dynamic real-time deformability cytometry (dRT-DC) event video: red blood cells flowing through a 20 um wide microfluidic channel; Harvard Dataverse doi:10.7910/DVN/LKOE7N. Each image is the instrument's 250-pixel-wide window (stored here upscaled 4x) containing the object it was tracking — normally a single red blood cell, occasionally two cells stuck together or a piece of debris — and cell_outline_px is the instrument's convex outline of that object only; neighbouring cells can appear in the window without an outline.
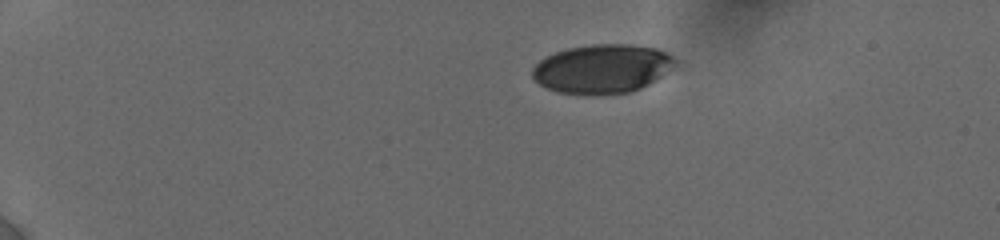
{"species": "human", "species_latin": "Homo sapiens", "temperature_condition": "cold", "stored_images_in_passage": 59, "camera_frame_rate_fps": 3000, "um_per_image_px": 0.085, "donor": {"sex": "female"}, "frame": {"image": 1, "passage_image": 1, "time_ms": 0.0, "image_size_px": [1000, 240], "cell_outline_px": [[676, 64], [660, 76], [648, 84], [640, 88], [628, 92], [600, 96], [592, 96], [556, 92], [540, 84], [532, 76], [532, 68], [540, 60], [556, 52], [568, 48], [592, 44], [628, 44], [656, 48], [668, 52], [676, 60]], "centroid_in_image_um": [51.17, 5.86], "position_along_channel_um": 33.8, "area_um2": 40.81}}
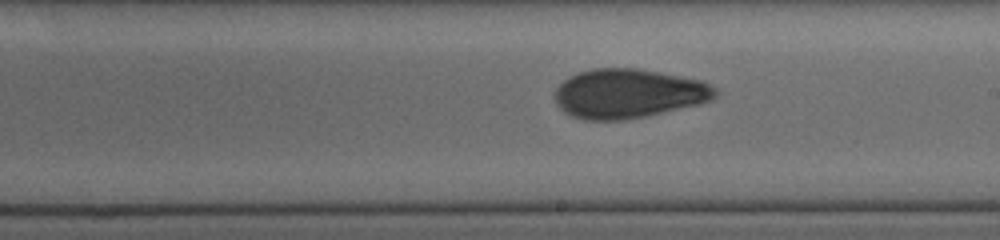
{"frame": {"image": 2, "passage_image": 36, "time_ms": 7.667, "image_size_px": [1000, 240], "cell_outline_px": [[720, 92], [712, 100], [700, 104], [648, 116], [624, 120], [584, 120], [572, 116], [564, 112], [556, 104], [556, 88], [564, 80], [580, 72], [592, 68], [640, 68], [704, 80], [716, 88]], "centroid_in_image_um": [53.48, 7.95], "position_along_channel_um": 235.5, "area_um2": 46.53}}
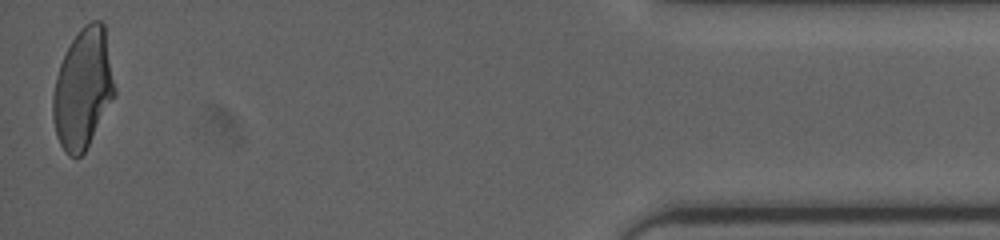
{"frame": {"image": 3, "passage_image": 59, "time_ms": 14.333, "image_size_px": [1000, 240], "cell_outline_px": [[116, 92], [84, 152], [80, 156], [68, 156], [60, 144], [56, 136], [52, 116], [52, 96], [56, 76], [60, 64], [72, 40], [80, 28], [84, 24], [92, 20], [100, 20], [104, 24], [116, 88]], "centroid_in_image_um": [7.04, 7.52], "position_along_channel_um": 428.2, "area_um2": 42.89}, "authors_computed_cell_mechanics": {"area_um2": 44.8528, "velocity_mm_per_s": 3.8519, "shape_relaxation_time_tau1_ms": 9.4627, "shape_relaxation_time_tau2_ms": 1.8403, "deformation_change_tau1": 0.2312, "deformation_change_tau2": 0.0715}}